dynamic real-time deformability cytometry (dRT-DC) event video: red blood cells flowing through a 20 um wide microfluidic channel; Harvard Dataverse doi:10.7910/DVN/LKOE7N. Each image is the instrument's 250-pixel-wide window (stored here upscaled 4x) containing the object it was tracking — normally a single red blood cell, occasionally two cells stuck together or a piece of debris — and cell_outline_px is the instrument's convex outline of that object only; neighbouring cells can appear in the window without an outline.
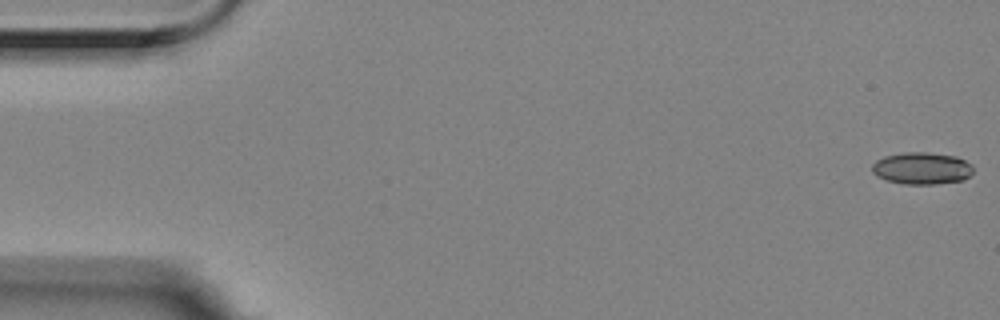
{"species": "Egyptian fruit bat (a non-hibernating species)", "species_latin": "Rousettus aegyptiacus", "temperature_condition": "room temperature", "stored_images_in_passage": 2, "camera_frame_rate_fps": 3000, "um_per_image_px": 0.085, "animal": {"sex": "female"}, "frame": {"image": 1, "passage_image": 2, "time_ms": 0.333, "image_size_px": [1000, 320], "cell_outline_px": [[972, 172], [964, 180], [936, 184], [904, 184], [884, 180], [876, 176], [872, 172], [872, 164], [876, 160], [884, 156], [904, 152], [928, 152], [956, 156], [972, 164]], "centroid_in_image_um": [78.33, 14.3], "position_along_channel_um": 6.7, "area_um2": 19.07}}